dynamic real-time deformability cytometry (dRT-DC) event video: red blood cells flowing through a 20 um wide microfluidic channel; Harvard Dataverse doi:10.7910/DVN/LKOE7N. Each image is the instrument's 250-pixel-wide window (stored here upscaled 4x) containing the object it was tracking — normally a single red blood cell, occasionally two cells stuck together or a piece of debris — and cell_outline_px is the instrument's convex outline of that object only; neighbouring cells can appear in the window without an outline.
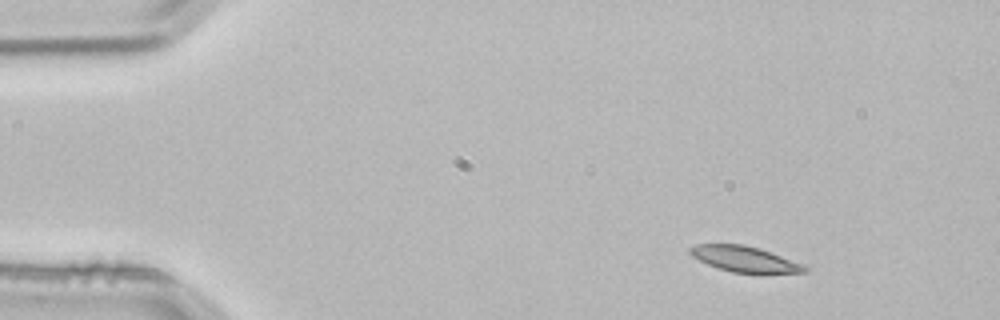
{"species": "common noctule bat (a hibernating species)", "species_latin": "Nyctalus noctula", "temperature_condition": "room temperature", "stored_images_in_passage": 2, "camera_frame_rate_fps": 3000, "um_per_image_px": 0.085, "animal": {"sex": "male", "body_mass_g": 21.5, "forearm_length_mm": 52.0}, "frame": {"image": 1, "passage_image": 1, "time_ms": 0.0, "image_size_px": [1000, 320], "cell_outline_px": [[808, 272], [732, 272], [708, 264], [692, 256], [688, 252], [688, 248], [696, 244], [744, 244], [760, 248], [804, 264], [808, 268]], "centroid_in_image_um": [63.28, 21.99], "position_along_channel_um": 21.7, "area_um2": 16.88}}